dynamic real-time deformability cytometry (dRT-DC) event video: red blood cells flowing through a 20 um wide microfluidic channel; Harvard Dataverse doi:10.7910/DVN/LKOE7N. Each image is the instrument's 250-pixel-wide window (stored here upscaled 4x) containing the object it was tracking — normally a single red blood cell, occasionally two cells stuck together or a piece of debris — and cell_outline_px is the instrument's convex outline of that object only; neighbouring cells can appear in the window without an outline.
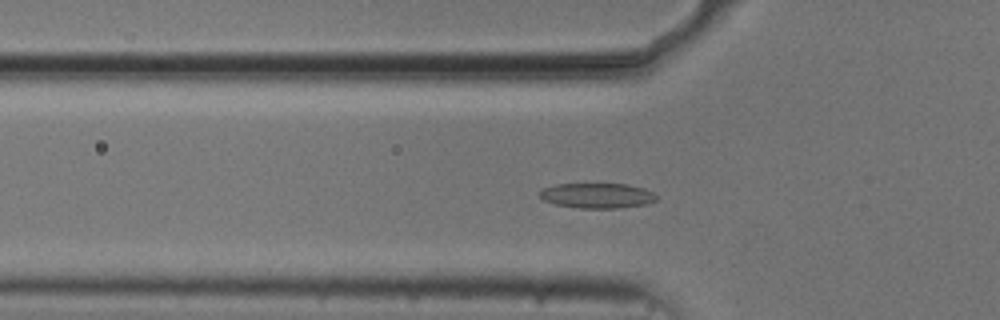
{"species": "common noctule bat (a hibernating species)", "species_latin": "Nyctalus noctula", "temperature_condition": "cold", "stored_images_in_passage": 33, "camera_frame_rate_fps": 3000, "um_per_image_px": 0.085, "animal": {"sex": "male", "body_mass_g": 20.5, "forearm_length_mm": 52.5}, "frame": {"image": 1, "passage_image": 6, "time_ms": 1.667, "image_size_px": [1000, 320], "cell_outline_px": [[656, 200], [644, 204], [616, 208], [576, 208], [556, 204], [544, 200], [540, 196], [540, 192], [544, 188], [556, 184], [628, 184], [644, 188], [652, 192], [656, 196]], "centroid_in_image_um": [50.75, 16.62], "position_along_channel_um": 75.0, "area_um2": 16.88}}
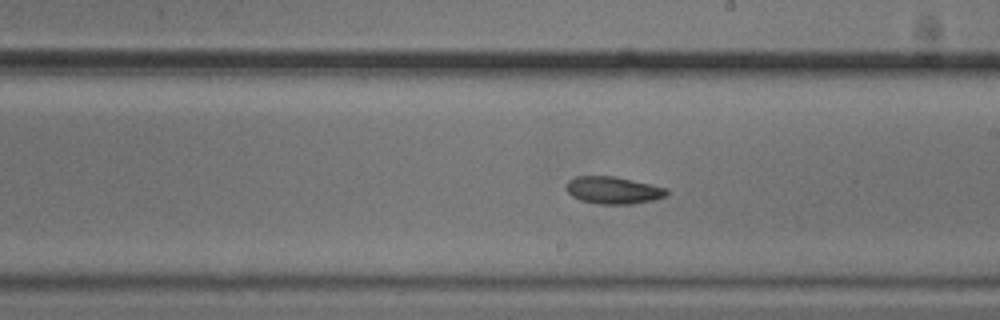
{"frame": {"image": 2, "passage_image": 19, "time_ms": 6.0, "image_size_px": [1000, 320], "cell_outline_px": [[668, 192], [664, 196], [656, 200], [632, 204], [600, 204], [580, 200], [572, 196], [564, 188], [568, 180], [576, 176], [612, 176], [632, 180], [668, 188]], "centroid_in_image_um": [52.11, 16.17], "position_along_channel_um": 236.9, "area_um2": 16.01}}
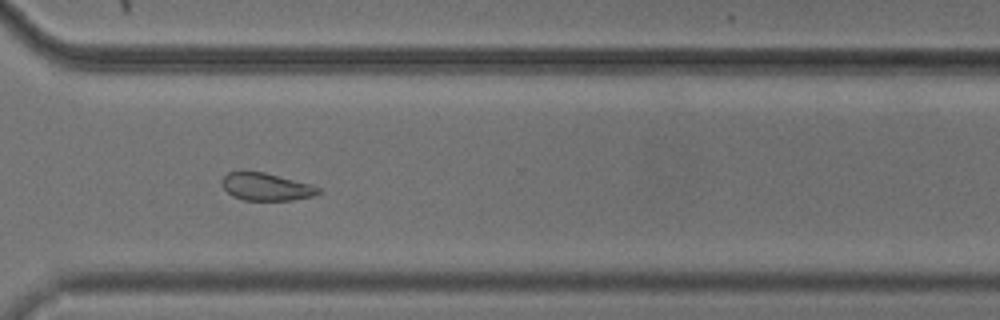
{"frame": {"image": 3, "passage_image": 28, "time_ms": 9.0, "image_size_px": [1000, 320], "cell_outline_px": [[320, 192], [312, 196], [292, 200], [244, 200], [232, 196], [220, 184], [220, 180], [228, 172], [264, 172], [312, 184], [320, 188]], "centroid_in_image_um": [22.61, 15.88], "position_along_channel_um": 348.0, "area_um2": 15.43}, "authors_computed_cell_mechanics": {"area_um2": 16.1262, "velocity_mm_per_s": 3.7177, "shape_relaxation_time_tau1_ms": 7.9053, "shape_relaxation_time_tau2_ms": null, "deformation_change_tau1": 0.131, "deformation_change_tau2": null}}